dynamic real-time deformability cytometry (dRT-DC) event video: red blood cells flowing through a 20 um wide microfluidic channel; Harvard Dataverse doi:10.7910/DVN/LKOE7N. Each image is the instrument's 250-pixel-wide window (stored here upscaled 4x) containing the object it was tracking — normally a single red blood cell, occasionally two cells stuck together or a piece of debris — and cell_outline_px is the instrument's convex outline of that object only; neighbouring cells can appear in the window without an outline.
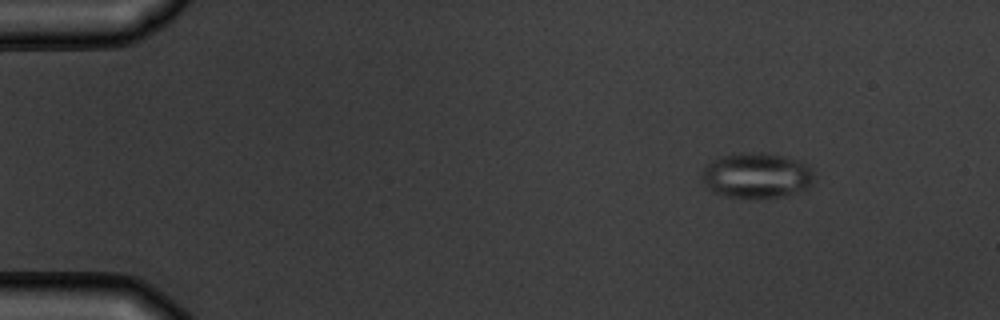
{"species": "common noctule bat (a hibernating species)", "species_latin": "Nyctalus noctula", "temperature_condition": "warm", "stored_images_in_passage": 4, "camera_frame_rate_fps": 3000, "um_per_image_px": 0.085, "animal": {"sex": "male", "body_mass_g": 19.5, "forearm_length_mm": 54.6}, "frame": {"image": 1, "passage_image": 1, "time_ms": 0.0, "image_size_px": [1000, 320], "cell_outline_px": [[812, 184], [788, 196], [756, 200], [752, 200], [724, 196], [712, 192], [708, 188], [704, 180], [704, 164], [720, 156], [744, 152], [764, 152], [796, 160], [808, 164], [812, 168]], "centroid_in_image_um": [64.3, 14.94], "position_along_channel_um": 20.7, "area_um2": 30.11}}